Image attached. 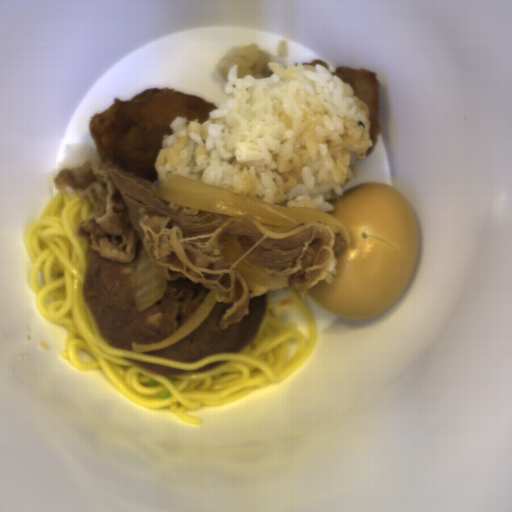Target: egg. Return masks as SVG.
<instances>
[{"label":"egg","mask_w":512,"mask_h":512,"mask_svg":"<svg viewBox=\"0 0 512 512\" xmlns=\"http://www.w3.org/2000/svg\"><path fill=\"white\" fill-rule=\"evenodd\" d=\"M329 201L326 211L341 221L351 238L335 232L336 273L306 295L328 312L348 320L370 319L392 306L417 264L419 229L400 191L388 184L363 183Z\"/></svg>","instance_id":"d2b9013d"}]
</instances>
